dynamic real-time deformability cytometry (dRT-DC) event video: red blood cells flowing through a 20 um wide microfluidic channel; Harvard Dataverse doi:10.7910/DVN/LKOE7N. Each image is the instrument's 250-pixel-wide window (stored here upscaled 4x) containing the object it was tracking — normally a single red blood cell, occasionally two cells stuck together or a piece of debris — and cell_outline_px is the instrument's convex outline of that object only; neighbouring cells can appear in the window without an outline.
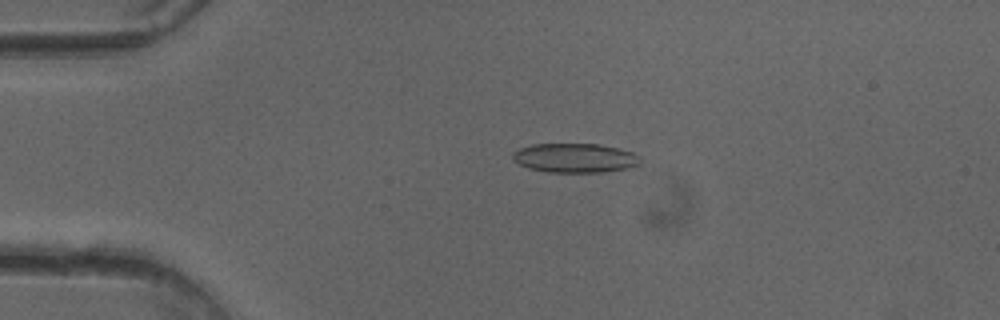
{"species": "common noctule bat (a hibernating species)", "species_latin": "Nyctalus noctula", "temperature_condition": "cold", "stored_images_in_passage": 50, "camera_frame_rate_fps": 3000, "um_per_image_px": 0.085, "animal": {"sex": "female"}, "frame": {"image": 1, "passage_image": 11, "time_ms": 3.333, "image_size_px": [1000, 320], "cell_outline_px": [[640, 164], [628, 168], [600, 172], [548, 172], [528, 168], [512, 160], [512, 152], [520, 148], [532, 144], [600, 144], [632, 152], [640, 156]], "centroid_in_image_um": [48.84, 13.42], "position_along_channel_um": 36.2, "area_um2": 21.73}}
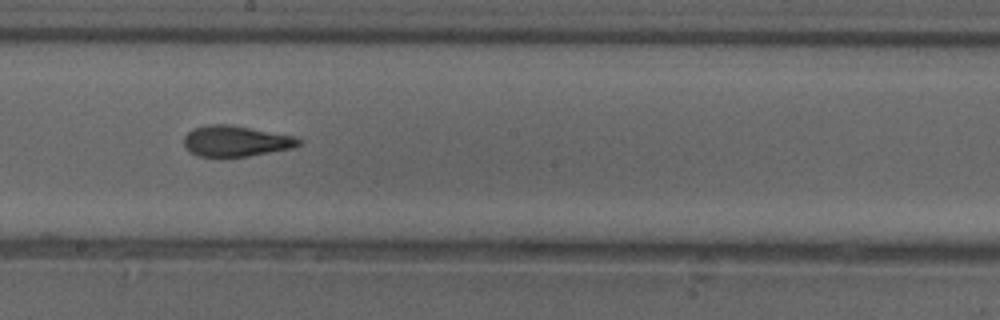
{"frame": {"image": 2, "passage_image": 28, "time_ms": 9.0, "image_size_px": [1000, 320], "cell_outline_px": [[304, 144], [292, 148], [248, 156], [200, 156], [188, 152], [184, 144], [184, 136], [192, 128], [208, 124], [228, 124], [296, 136], [304, 140]], "centroid_in_image_um": [20.08, 11.98], "position_along_channel_um": 228.1, "area_um2": 20.75}}
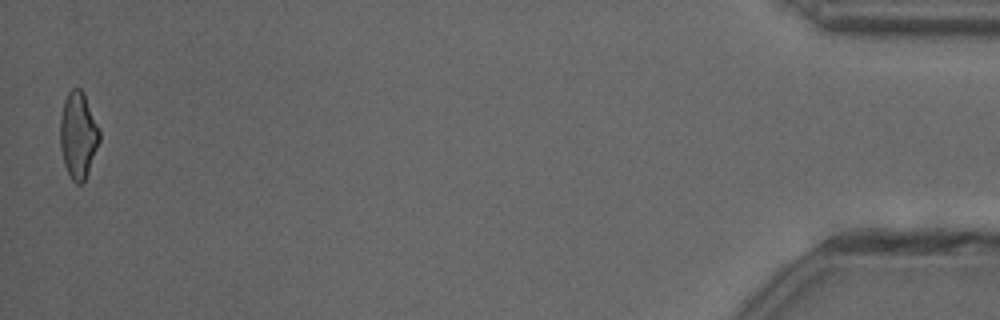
{"frame": {"image": 3, "passage_image": 50, "time_ms": 16.333, "image_size_px": [1000, 320], "cell_outline_px": [[100, 140], [88, 172], [84, 180], [80, 184], [76, 184], [72, 180], [64, 164], [60, 148], [60, 120], [64, 100], [68, 92], [72, 88], [80, 88], [84, 92], [100, 128]], "centroid_in_image_um": [6.65, 11.46], "position_along_channel_um": 428.5, "area_um2": 19.94}, "authors_computed_cell_mechanics": {"area_um2": 21.1548, "velocity_mm_per_s": 4.0681, "shape_relaxation_time_tau1_ms": 3.2278, "shape_relaxation_time_tau2_ms": null, "deformation_change_tau1": 0.1362, "deformation_change_tau2": null}}